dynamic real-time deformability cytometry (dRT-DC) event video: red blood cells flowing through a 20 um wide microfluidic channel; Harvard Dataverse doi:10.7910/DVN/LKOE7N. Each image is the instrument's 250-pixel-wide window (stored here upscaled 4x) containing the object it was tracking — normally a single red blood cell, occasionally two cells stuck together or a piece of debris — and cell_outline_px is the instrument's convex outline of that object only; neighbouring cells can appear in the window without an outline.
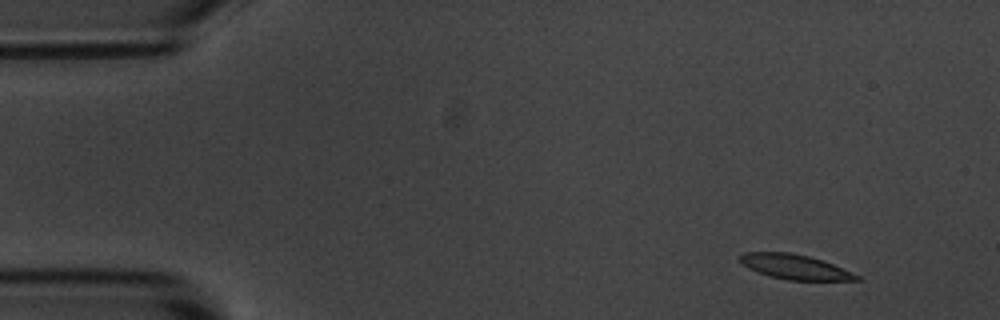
{"species": "common noctule bat (a hibernating species)", "species_latin": "Nyctalus noctula", "temperature_condition": "room temperature", "stored_images_in_passage": 4, "camera_frame_rate_fps": 3000, "um_per_image_px": 0.085, "animal": {"sex": "male", "body_mass_g": 20.1, "forearm_length_mm": 53.5}, "frame": {"image": 1, "passage_image": 1, "time_ms": 0.0, "image_size_px": [1000, 320], "cell_outline_px": [[864, 280], [788, 280], [768, 276], [756, 272], [748, 268], [740, 260], [740, 256], [744, 252], [788, 252], [808, 256], [832, 264], [860, 276]], "centroid_in_image_um": [67.54, 22.69], "position_along_channel_um": 17.5, "area_um2": 16.65}}
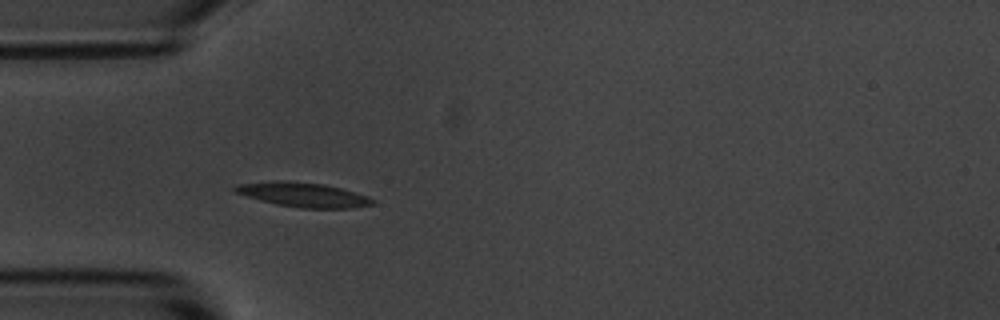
{"frame": {"image": 2, "passage_image": 4, "time_ms": 3.667, "image_size_px": [1000, 320], "cell_outline_px": [[376, 204], [352, 208], [300, 208], [276, 204], [260, 200], [232, 192], [232, 188], [236, 184], [272, 180], [288, 180], [324, 184], [340, 188], [368, 196], [376, 200]], "centroid_in_image_um": [25.74, 16.54], "position_along_channel_um": 59.3, "area_um2": 19.94}}